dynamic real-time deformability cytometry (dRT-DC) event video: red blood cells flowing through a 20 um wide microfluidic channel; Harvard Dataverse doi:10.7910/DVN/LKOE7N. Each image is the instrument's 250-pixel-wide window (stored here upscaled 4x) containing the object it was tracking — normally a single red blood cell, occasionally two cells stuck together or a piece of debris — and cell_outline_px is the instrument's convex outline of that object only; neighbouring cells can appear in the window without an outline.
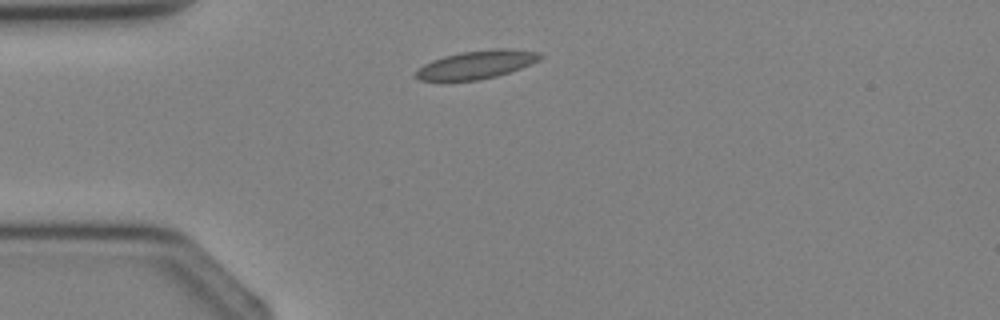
{"species": "Egyptian fruit bat (a non-hibernating species)", "species_latin": "Rousettus aegyptiacus", "temperature_condition": "cold", "stored_images_in_passage": 1, "camera_frame_rate_fps": 3000, "um_per_image_px": 0.085, "animal": {"sex": "female"}, "frame": {"image": 1, "passage_image": 1, "time_ms": 0.0, "image_size_px": [1000, 320], "cell_outline_px": [[544, 56], [540, 60], [532, 64], [496, 76], [476, 80], [420, 80], [416, 76], [416, 72], [424, 64], [432, 60], [444, 56], [464, 52], [492, 48], [508, 48], [540, 52]], "centroid_in_image_um": [40.58, 5.47], "position_along_channel_um": 44.4, "area_um2": 20.23}}